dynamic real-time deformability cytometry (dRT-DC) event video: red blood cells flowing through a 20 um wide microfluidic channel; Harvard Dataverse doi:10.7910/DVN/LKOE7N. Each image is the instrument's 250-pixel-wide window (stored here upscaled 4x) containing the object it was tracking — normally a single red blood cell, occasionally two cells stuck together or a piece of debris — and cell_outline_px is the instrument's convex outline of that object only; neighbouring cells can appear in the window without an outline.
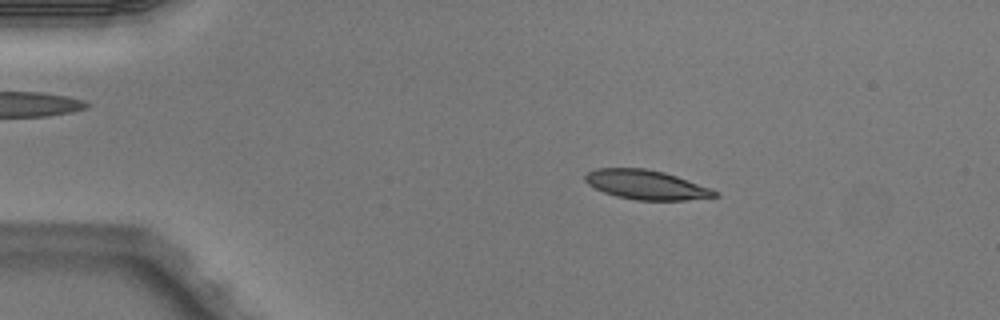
{"species": "Egyptian fruit bat (a non-hibernating species)", "species_latin": "Rousettus aegyptiacus", "temperature_condition": "warm", "stored_images_in_passage": 5, "camera_frame_rate_fps": 3000, "um_per_image_px": 0.085, "animal": {"sex": "male"}, "frame": {"image": 1, "passage_image": 2, "time_ms": 0.333, "image_size_px": [1000, 320], "cell_outline_px": [[720, 196], [684, 200], [636, 200], [616, 196], [604, 192], [588, 184], [584, 180], [584, 176], [588, 172], [596, 168], [648, 168], [664, 172], [712, 188], [720, 192]], "centroid_in_image_um": [54.96, 15.7], "position_along_channel_um": 30.0, "area_um2": 22.25}}
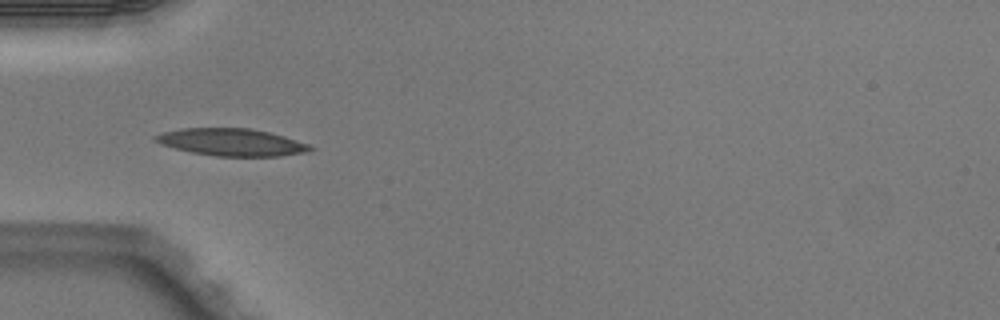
{"frame": {"image": 2, "passage_image": 4, "time_ms": 1.0, "image_size_px": [1000, 320], "cell_outline_px": [[316, 148], [308, 152], [280, 156], [216, 156], [192, 152], [160, 144], [152, 140], [152, 136], [164, 132], [180, 128], [248, 128], [268, 132], [284, 136], [308, 144]], "centroid_in_image_um": [19.68, 12.09], "position_along_channel_um": 65.3, "area_um2": 24.57}}
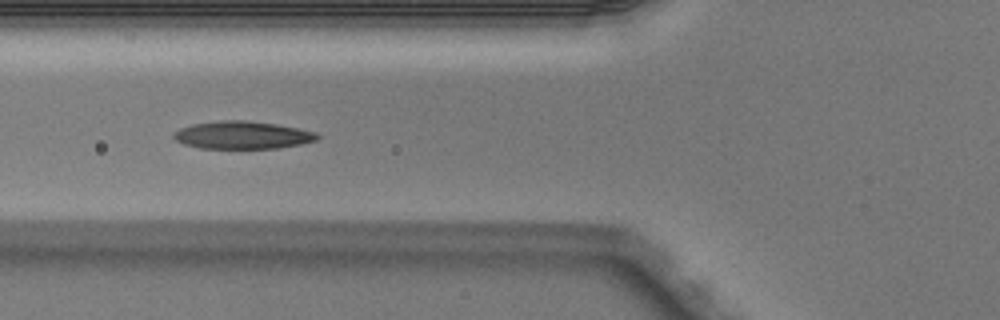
{"frame": {"image": 3, "passage_image": 5, "time_ms": 1.333, "image_size_px": [1000, 320], "cell_outline_px": [[320, 136], [316, 140], [300, 144], [276, 148], [200, 148], [184, 144], [176, 140], [172, 136], [180, 128], [192, 124], [220, 120], [244, 120], [276, 124], [316, 132]], "centroid_in_image_um": [20.59, 11.48], "position_along_channel_um": 105.2, "area_um2": 22.95}}